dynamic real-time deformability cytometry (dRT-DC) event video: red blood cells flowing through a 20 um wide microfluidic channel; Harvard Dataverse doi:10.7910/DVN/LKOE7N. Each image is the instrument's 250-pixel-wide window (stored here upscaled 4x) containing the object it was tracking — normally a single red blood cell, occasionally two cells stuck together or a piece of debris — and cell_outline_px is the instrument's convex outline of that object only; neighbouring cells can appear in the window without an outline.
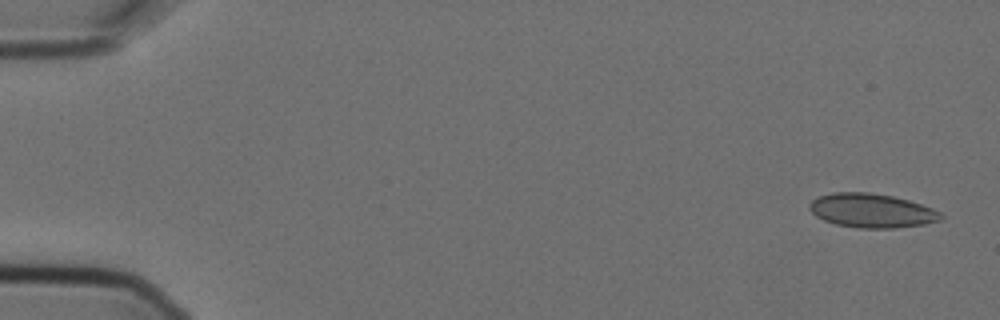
{"species": "Egyptian fruit bat (a non-hibernating species)", "species_latin": "Rousettus aegyptiacus", "temperature_condition": "cold", "stored_images_in_passage": 5, "camera_frame_rate_fps": 3000, "um_per_image_px": 0.085, "animal": {"sex": "female"}, "frame": {"image": 1, "passage_image": 1, "time_ms": 0.0, "image_size_px": [1000, 320], "cell_outline_px": [[944, 216], [940, 220], [924, 224], [896, 228], [856, 228], [836, 224], [824, 220], [816, 216], [808, 208], [808, 204], [812, 200], [820, 196], [832, 192], [868, 192], [892, 196], [908, 200], [932, 208], [940, 212]], "centroid_in_image_um": [74.07, 17.9], "position_along_channel_um": 10.9, "area_um2": 26.07}}
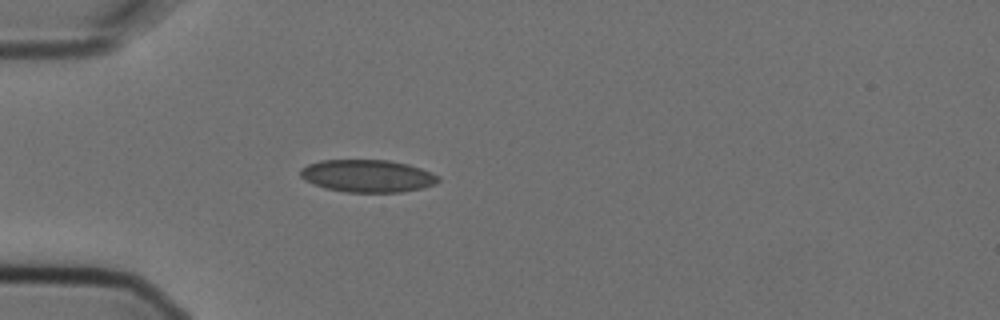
{"frame": {"image": 2, "passage_image": 5, "time_ms": 1.333, "image_size_px": [1000, 320], "cell_outline_px": [[440, 180], [436, 184], [420, 188], [400, 192], [348, 192], [324, 188], [304, 180], [300, 176], [300, 168], [308, 164], [320, 160], [388, 160], [408, 164], [420, 168], [440, 176]], "centroid_in_image_um": [31.22, 14.95], "position_along_channel_um": 53.8, "area_um2": 26.13}}